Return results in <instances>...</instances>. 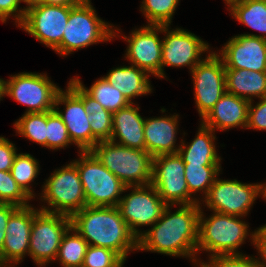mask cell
<instances>
[{
	"label": "cell",
	"instance_id": "7a4b0ae2",
	"mask_svg": "<svg viewBox=\"0 0 266 267\" xmlns=\"http://www.w3.org/2000/svg\"><path fill=\"white\" fill-rule=\"evenodd\" d=\"M71 227L88 245L113 250L124 260L129 251L138 250V238L117 207L85 206L71 216Z\"/></svg>",
	"mask_w": 266,
	"mask_h": 267
},
{
	"label": "cell",
	"instance_id": "f1b7e54d",
	"mask_svg": "<svg viewBox=\"0 0 266 267\" xmlns=\"http://www.w3.org/2000/svg\"><path fill=\"white\" fill-rule=\"evenodd\" d=\"M74 79L90 96L96 99L106 110L111 113L117 112L119 109L130 104L123 93L117 88L113 87L104 77L95 81L89 89L84 87L78 77Z\"/></svg>",
	"mask_w": 266,
	"mask_h": 267
},
{
	"label": "cell",
	"instance_id": "4316f807",
	"mask_svg": "<svg viewBox=\"0 0 266 267\" xmlns=\"http://www.w3.org/2000/svg\"><path fill=\"white\" fill-rule=\"evenodd\" d=\"M229 10L239 23L262 32V35L243 34L266 40V0H230Z\"/></svg>",
	"mask_w": 266,
	"mask_h": 267
},
{
	"label": "cell",
	"instance_id": "d590c367",
	"mask_svg": "<svg viewBox=\"0 0 266 267\" xmlns=\"http://www.w3.org/2000/svg\"><path fill=\"white\" fill-rule=\"evenodd\" d=\"M125 260L115 251L89 245L82 267H123Z\"/></svg>",
	"mask_w": 266,
	"mask_h": 267
},
{
	"label": "cell",
	"instance_id": "5bb4252c",
	"mask_svg": "<svg viewBox=\"0 0 266 267\" xmlns=\"http://www.w3.org/2000/svg\"><path fill=\"white\" fill-rule=\"evenodd\" d=\"M258 196L259 184L216 177L204 201L213 212L243 217L248 214Z\"/></svg>",
	"mask_w": 266,
	"mask_h": 267
},
{
	"label": "cell",
	"instance_id": "836d02e7",
	"mask_svg": "<svg viewBox=\"0 0 266 267\" xmlns=\"http://www.w3.org/2000/svg\"><path fill=\"white\" fill-rule=\"evenodd\" d=\"M31 199L32 197L17 184L10 171H0V203L25 207Z\"/></svg>",
	"mask_w": 266,
	"mask_h": 267
},
{
	"label": "cell",
	"instance_id": "f6af8a7d",
	"mask_svg": "<svg viewBox=\"0 0 266 267\" xmlns=\"http://www.w3.org/2000/svg\"><path fill=\"white\" fill-rule=\"evenodd\" d=\"M3 92H4V80L0 78V100L4 96Z\"/></svg>",
	"mask_w": 266,
	"mask_h": 267
},
{
	"label": "cell",
	"instance_id": "7402d4cb",
	"mask_svg": "<svg viewBox=\"0 0 266 267\" xmlns=\"http://www.w3.org/2000/svg\"><path fill=\"white\" fill-rule=\"evenodd\" d=\"M133 102L117 112L112 113V136L110 140L117 144L146 150L144 139V121L138 113L140 107H134Z\"/></svg>",
	"mask_w": 266,
	"mask_h": 267
},
{
	"label": "cell",
	"instance_id": "277c9868",
	"mask_svg": "<svg viewBox=\"0 0 266 267\" xmlns=\"http://www.w3.org/2000/svg\"><path fill=\"white\" fill-rule=\"evenodd\" d=\"M208 219L200 209L197 253L209 251L211 256L242 255L237 248L245 242L249 235L248 224L241 221L240 216L213 212Z\"/></svg>",
	"mask_w": 266,
	"mask_h": 267
},
{
	"label": "cell",
	"instance_id": "7c38bea8",
	"mask_svg": "<svg viewBox=\"0 0 266 267\" xmlns=\"http://www.w3.org/2000/svg\"><path fill=\"white\" fill-rule=\"evenodd\" d=\"M197 110L201 119L226 92L225 66L215 52H209L191 71Z\"/></svg>",
	"mask_w": 266,
	"mask_h": 267
},
{
	"label": "cell",
	"instance_id": "52a82bcc",
	"mask_svg": "<svg viewBox=\"0 0 266 267\" xmlns=\"http://www.w3.org/2000/svg\"><path fill=\"white\" fill-rule=\"evenodd\" d=\"M42 201L49 206L41 210L72 216L86 206V197L77 167L71 162L55 170L43 186Z\"/></svg>",
	"mask_w": 266,
	"mask_h": 267
},
{
	"label": "cell",
	"instance_id": "8992f818",
	"mask_svg": "<svg viewBox=\"0 0 266 267\" xmlns=\"http://www.w3.org/2000/svg\"><path fill=\"white\" fill-rule=\"evenodd\" d=\"M111 24L102 21L90 0L71 8L60 45L54 50L62 56L116 36Z\"/></svg>",
	"mask_w": 266,
	"mask_h": 267
},
{
	"label": "cell",
	"instance_id": "bcb514c9",
	"mask_svg": "<svg viewBox=\"0 0 266 267\" xmlns=\"http://www.w3.org/2000/svg\"><path fill=\"white\" fill-rule=\"evenodd\" d=\"M34 1H39V0H25V3L27 5L28 3H31V2H34Z\"/></svg>",
	"mask_w": 266,
	"mask_h": 267
},
{
	"label": "cell",
	"instance_id": "5b68a950",
	"mask_svg": "<svg viewBox=\"0 0 266 267\" xmlns=\"http://www.w3.org/2000/svg\"><path fill=\"white\" fill-rule=\"evenodd\" d=\"M77 167L86 197V206L117 207L120 194L129 190L91 151H81Z\"/></svg>",
	"mask_w": 266,
	"mask_h": 267
},
{
	"label": "cell",
	"instance_id": "2e32d148",
	"mask_svg": "<svg viewBox=\"0 0 266 267\" xmlns=\"http://www.w3.org/2000/svg\"><path fill=\"white\" fill-rule=\"evenodd\" d=\"M60 104H65L64 111H59ZM54 110L66 125L71 142L76 144L80 151H90L99 142L92 134L82 98L69 85L65 91L60 89L57 93Z\"/></svg>",
	"mask_w": 266,
	"mask_h": 267
},
{
	"label": "cell",
	"instance_id": "44dd1931",
	"mask_svg": "<svg viewBox=\"0 0 266 267\" xmlns=\"http://www.w3.org/2000/svg\"><path fill=\"white\" fill-rule=\"evenodd\" d=\"M178 114L165 117L149 118L144 121V139L146 151L152 156L176 154V134Z\"/></svg>",
	"mask_w": 266,
	"mask_h": 267
},
{
	"label": "cell",
	"instance_id": "3957f363",
	"mask_svg": "<svg viewBox=\"0 0 266 267\" xmlns=\"http://www.w3.org/2000/svg\"><path fill=\"white\" fill-rule=\"evenodd\" d=\"M90 151L126 186L151 184L153 157L146 150L106 140L99 141Z\"/></svg>",
	"mask_w": 266,
	"mask_h": 267
},
{
	"label": "cell",
	"instance_id": "b9f144b4",
	"mask_svg": "<svg viewBox=\"0 0 266 267\" xmlns=\"http://www.w3.org/2000/svg\"><path fill=\"white\" fill-rule=\"evenodd\" d=\"M18 206L9 203H0V252L3 250L6 236V227L8 219Z\"/></svg>",
	"mask_w": 266,
	"mask_h": 267
},
{
	"label": "cell",
	"instance_id": "ffe728a7",
	"mask_svg": "<svg viewBox=\"0 0 266 267\" xmlns=\"http://www.w3.org/2000/svg\"><path fill=\"white\" fill-rule=\"evenodd\" d=\"M249 101L225 92L214 107L202 119V124L212 130H228L240 126L246 128Z\"/></svg>",
	"mask_w": 266,
	"mask_h": 267
},
{
	"label": "cell",
	"instance_id": "8fae6325",
	"mask_svg": "<svg viewBox=\"0 0 266 267\" xmlns=\"http://www.w3.org/2000/svg\"><path fill=\"white\" fill-rule=\"evenodd\" d=\"M73 6H56L34 1L27 4L23 22L18 26L55 50L61 43Z\"/></svg>",
	"mask_w": 266,
	"mask_h": 267
},
{
	"label": "cell",
	"instance_id": "8d00e7d4",
	"mask_svg": "<svg viewBox=\"0 0 266 267\" xmlns=\"http://www.w3.org/2000/svg\"><path fill=\"white\" fill-rule=\"evenodd\" d=\"M198 267H260L257 258L246 255H218L210 257L209 262L199 260Z\"/></svg>",
	"mask_w": 266,
	"mask_h": 267
},
{
	"label": "cell",
	"instance_id": "4fadbf2b",
	"mask_svg": "<svg viewBox=\"0 0 266 267\" xmlns=\"http://www.w3.org/2000/svg\"><path fill=\"white\" fill-rule=\"evenodd\" d=\"M130 188L132 192L121 197L117 208L131 232L139 238L141 231L136 227L155 224L167 204L162 200L152 184L130 186Z\"/></svg>",
	"mask_w": 266,
	"mask_h": 267
},
{
	"label": "cell",
	"instance_id": "9a60e30c",
	"mask_svg": "<svg viewBox=\"0 0 266 267\" xmlns=\"http://www.w3.org/2000/svg\"><path fill=\"white\" fill-rule=\"evenodd\" d=\"M169 26H162V32L167 35L162 40L161 78H164V66H189L190 70L202 60L200 55L209 50L208 43L187 30L176 28L168 30Z\"/></svg>",
	"mask_w": 266,
	"mask_h": 267
},
{
	"label": "cell",
	"instance_id": "d4e9b609",
	"mask_svg": "<svg viewBox=\"0 0 266 267\" xmlns=\"http://www.w3.org/2000/svg\"><path fill=\"white\" fill-rule=\"evenodd\" d=\"M148 76L143 69L131 65L114 68L104 78L132 103L134 97L152 92Z\"/></svg>",
	"mask_w": 266,
	"mask_h": 267
},
{
	"label": "cell",
	"instance_id": "603a6c76",
	"mask_svg": "<svg viewBox=\"0 0 266 267\" xmlns=\"http://www.w3.org/2000/svg\"><path fill=\"white\" fill-rule=\"evenodd\" d=\"M226 92L253 101L266 97V72L225 68Z\"/></svg>",
	"mask_w": 266,
	"mask_h": 267
},
{
	"label": "cell",
	"instance_id": "f35d334b",
	"mask_svg": "<svg viewBox=\"0 0 266 267\" xmlns=\"http://www.w3.org/2000/svg\"><path fill=\"white\" fill-rule=\"evenodd\" d=\"M21 2H25V0H0V20L5 23L11 15H15V21L18 23L17 26H19L23 22L27 8L23 7V9H20L19 3Z\"/></svg>",
	"mask_w": 266,
	"mask_h": 267
},
{
	"label": "cell",
	"instance_id": "74e56055",
	"mask_svg": "<svg viewBox=\"0 0 266 267\" xmlns=\"http://www.w3.org/2000/svg\"><path fill=\"white\" fill-rule=\"evenodd\" d=\"M253 101L249 102L248 120L246 128L266 130V97L260 98L255 106Z\"/></svg>",
	"mask_w": 266,
	"mask_h": 267
},
{
	"label": "cell",
	"instance_id": "ab89813d",
	"mask_svg": "<svg viewBox=\"0 0 266 267\" xmlns=\"http://www.w3.org/2000/svg\"><path fill=\"white\" fill-rule=\"evenodd\" d=\"M16 152L15 144L0 137V171H11Z\"/></svg>",
	"mask_w": 266,
	"mask_h": 267
},
{
	"label": "cell",
	"instance_id": "484cf974",
	"mask_svg": "<svg viewBox=\"0 0 266 267\" xmlns=\"http://www.w3.org/2000/svg\"><path fill=\"white\" fill-rule=\"evenodd\" d=\"M68 85L82 98L92 134L99 141L110 140L112 136V113L106 110L96 99L90 96L73 78Z\"/></svg>",
	"mask_w": 266,
	"mask_h": 267
},
{
	"label": "cell",
	"instance_id": "cb8c5ba5",
	"mask_svg": "<svg viewBox=\"0 0 266 267\" xmlns=\"http://www.w3.org/2000/svg\"><path fill=\"white\" fill-rule=\"evenodd\" d=\"M214 130L204 126L201 127L194 140L187 146L181 140L178 154L184 163L196 165H220L221 157L217 155L214 145Z\"/></svg>",
	"mask_w": 266,
	"mask_h": 267
},
{
	"label": "cell",
	"instance_id": "4dcf8cb0",
	"mask_svg": "<svg viewBox=\"0 0 266 267\" xmlns=\"http://www.w3.org/2000/svg\"><path fill=\"white\" fill-rule=\"evenodd\" d=\"M14 126L21 136L46 147L47 111L25 113L14 123Z\"/></svg>",
	"mask_w": 266,
	"mask_h": 267
},
{
	"label": "cell",
	"instance_id": "7bdbcfd3",
	"mask_svg": "<svg viewBox=\"0 0 266 267\" xmlns=\"http://www.w3.org/2000/svg\"><path fill=\"white\" fill-rule=\"evenodd\" d=\"M42 3L56 6H75L86 0H39Z\"/></svg>",
	"mask_w": 266,
	"mask_h": 267
},
{
	"label": "cell",
	"instance_id": "6da1fadb",
	"mask_svg": "<svg viewBox=\"0 0 266 267\" xmlns=\"http://www.w3.org/2000/svg\"><path fill=\"white\" fill-rule=\"evenodd\" d=\"M169 208L171 205L166 206L150 230L141 232L138 238V250L190 257L192 262L199 264L195 254H197L200 204L180 205L174 213H170Z\"/></svg>",
	"mask_w": 266,
	"mask_h": 267
},
{
	"label": "cell",
	"instance_id": "9c48e42d",
	"mask_svg": "<svg viewBox=\"0 0 266 267\" xmlns=\"http://www.w3.org/2000/svg\"><path fill=\"white\" fill-rule=\"evenodd\" d=\"M71 227V216L40 210L30 232L29 255L38 266L55 261L63 235Z\"/></svg>",
	"mask_w": 266,
	"mask_h": 267
},
{
	"label": "cell",
	"instance_id": "83f0119b",
	"mask_svg": "<svg viewBox=\"0 0 266 267\" xmlns=\"http://www.w3.org/2000/svg\"><path fill=\"white\" fill-rule=\"evenodd\" d=\"M88 246L83 237L70 227L62 237L55 260H59L63 267H82Z\"/></svg>",
	"mask_w": 266,
	"mask_h": 267
},
{
	"label": "cell",
	"instance_id": "e575fe53",
	"mask_svg": "<svg viewBox=\"0 0 266 267\" xmlns=\"http://www.w3.org/2000/svg\"><path fill=\"white\" fill-rule=\"evenodd\" d=\"M69 144L72 142L62 118L55 110L47 111L46 147L55 150Z\"/></svg>",
	"mask_w": 266,
	"mask_h": 267
},
{
	"label": "cell",
	"instance_id": "e0dca14e",
	"mask_svg": "<svg viewBox=\"0 0 266 267\" xmlns=\"http://www.w3.org/2000/svg\"><path fill=\"white\" fill-rule=\"evenodd\" d=\"M157 32L163 33L162 26L146 25L123 38L129 43L125 58L132 65L161 78L162 40Z\"/></svg>",
	"mask_w": 266,
	"mask_h": 267
},
{
	"label": "cell",
	"instance_id": "ac0fdd59",
	"mask_svg": "<svg viewBox=\"0 0 266 267\" xmlns=\"http://www.w3.org/2000/svg\"><path fill=\"white\" fill-rule=\"evenodd\" d=\"M40 210L28 205L18 207L11 214L7 222L3 250L0 252V263L4 267H11L12 263L18 264L25 254L29 255L32 222Z\"/></svg>",
	"mask_w": 266,
	"mask_h": 267
},
{
	"label": "cell",
	"instance_id": "f546056e",
	"mask_svg": "<svg viewBox=\"0 0 266 267\" xmlns=\"http://www.w3.org/2000/svg\"><path fill=\"white\" fill-rule=\"evenodd\" d=\"M184 176L189 189V194L202 191L206 197L210 187L214 183L216 176L219 175L220 165H196L184 163Z\"/></svg>",
	"mask_w": 266,
	"mask_h": 267
},
{
	"label": "cell",
	"instance_id": "60d3db41",
	"mask_svg": "<svg viewBox=\"0 0 266 267\" xmlns=\"http://www.w3.org/2000/svg\"><path fill=\"white\" fill-rule=\"evenodd\" d=\"M250 235V237H252V243L257 247L256 249L258 250L259 255H261L260 257L262 261L258 258L257 263L260 267H266V224L254 231V233L252 232Z\"/></svg>",
	"mask_w": 266,
	"mask_h": 267
},
{
	"label": "cell",
	"instance_id": "30bf717a",
	"mask_svg": "<svg viewBox=\"0 0 266 267\" xmlns=\"http://www.w3.org/2000/svg\"><path fill=\"white\" fill-rule=\"evenodd\" d=\"M184 172V162L178 153L153 157L151 184L167 205L200 204L191 198Z\"/></svg>",
	"mask_w": 266,
	"mask_h": 267
},
{
	"label": "cell",
	"instance_id": "1f68e13d",
	"mask_svg": "<svg viewBox=\"0 0 266 267\" xmlns=\"http://www.w3.org/2000/svg\"><path fill=\"white\" fill-rule=\"evenodd\" d=\"M39 163L29 153L16 154L13 165L11 166V174L17 184L32 198L35 194L29 187L39 173Z\"/></svg>",
	"mask_w": 266,
	"mask_h": 267
},
{
	"label": "cell",
	"instance_id": "d6986e66",
	"mask_svg": "<svg viewBox=\"0 0 266 267\" xmlns=\"http://www.w3.org/2000/svg\"><path fill=\"white\" fill-rule=\"evenodd\" d=\"M225 68L266 72V40L260 37L238 35L221 48Z\"/></svg>",
	"mask_w": 266,
	"mask_h": 267
},
{
	"label": "cell",
	"instance_id": "ba28073f",
	"mask_svg": "<svg viewBox=\"0 0 266 267\" xmlns=\"http://www.w3.org/2000/svg\"><path fill=\"white\" fill-rule=\"evenodd\" d=\"M4 80L3 95H7L28 107L25 113L53 111L56 95L61 88L47 74L22 72Z\"/></svg>",
	"mask_w": 266,
	"mask_h": 267
},
{
	"label": "cell",
	"instance_id": "d6a6232c",
	"mask_svg": "<svg viewBox=\"0 0 266 267\" xmlns=\"http://www.w3.org/2000/svg\"><path fill=\"white\" fill-rule=\"evenodd\" d=\"M179 0H143L141 10L148 25L169 26Z\"/></svg>",
	"mask_w": 266,
	"mask_h": 267
},
{
	"label": "cell",
	"instance_id": "ee69618b",
	"mask_svg": "<svg viewBox=\"0 0 266 267\" xmlns=\"http://www.w3.org/2000/svg\"><path fill=\"white\" fill-rule=\"evenodd\" d=\"M259 194L266 200V184H259Z\"/></svg>",
	"mask_w": 266,
	"mask_h": 267
}]
</instances>
